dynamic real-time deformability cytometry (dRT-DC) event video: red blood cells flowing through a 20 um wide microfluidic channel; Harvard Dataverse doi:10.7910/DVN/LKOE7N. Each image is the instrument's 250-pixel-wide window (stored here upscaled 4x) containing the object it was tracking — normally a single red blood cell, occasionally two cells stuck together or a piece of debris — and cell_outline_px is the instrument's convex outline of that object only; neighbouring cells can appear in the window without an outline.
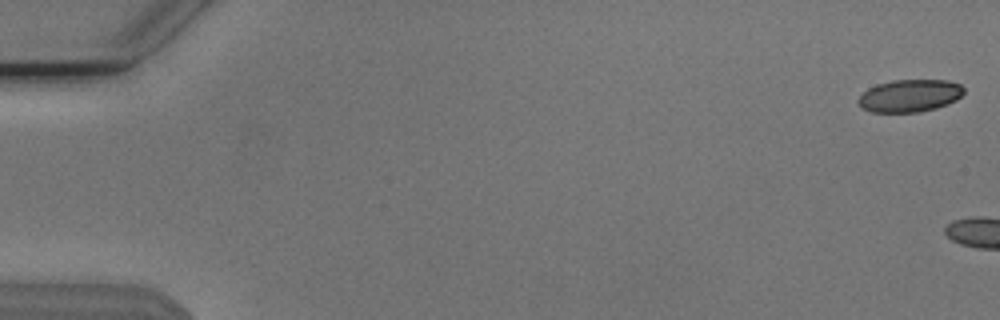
{"species": "Egyptian fruit bat (a non-hibernating species)", "species_latin": "Rousettus aegyptiacus", "temperature_condition": "cold", "stored_images_in_passage": 4, "camera_frame_rate_fps": 3000, "um_per_image_px": 0.085, "animal": {"sex": "male"}, "frame": {"image": 1, "passage_image": 1, "time_ms": 0.0, "image_size_px": [1000, 320], "cell_outline_px": [[964, 92], [956, 100], [948, 104], [936, 108], [920, 112], [872, 112], [864, 108], [856, 100], [868, 88], [876, 84], [892, 80], [948, 80], [960, 84], [964, 88]], "centroid_in_image_um": [77.34, 8.13], "position_along_channel_um": 7.7, "area_um2": 20.0}}